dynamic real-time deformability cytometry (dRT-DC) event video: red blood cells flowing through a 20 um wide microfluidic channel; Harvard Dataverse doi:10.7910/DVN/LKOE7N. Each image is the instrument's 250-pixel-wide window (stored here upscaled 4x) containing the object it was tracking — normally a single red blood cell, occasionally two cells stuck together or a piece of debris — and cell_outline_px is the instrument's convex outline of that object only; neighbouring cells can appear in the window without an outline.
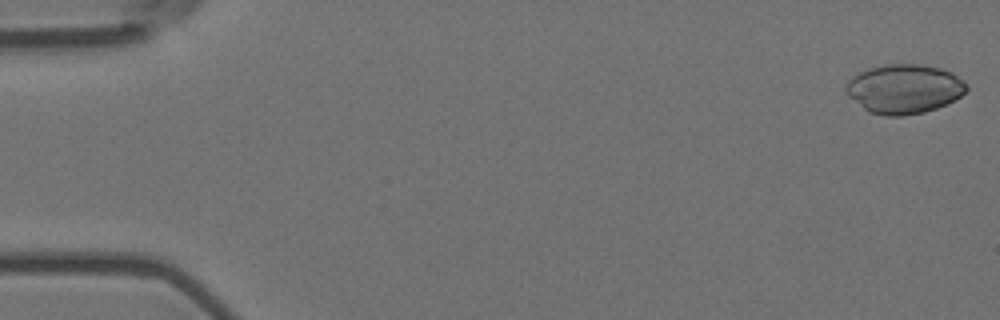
{"species": "Egyptian fruit bat (a non-hibernating species)", "species_latin": "Rousettus aegyptiacus", "temperature_condition": "room temperature", "stored_images_in_passage": 56, "camera_frame_rate_fps": 3000, "um_per_image_px": 0.085, "animal": {"sex": "female"}, "frame": {"image": 1, "passage_image": 1, "time_ms": 0.0, "image_size_px": [1000, 320], "cell_outline_px": [[968, 88], [960, 96], [936, 108], [924, 112], [900, 116], [884, 116], [868, 112], [848, 96], [844, 92], [844, 88], [848, 80], [852, 76], [868, 68], [884, 64], [920, 64], [940, 68], [952, 72], [964, 80], [968, 84]], "centroid_in_image_um": [76.82, 7.55], "position_along_channel_um": 8.2, "area_um2": 34.8}}
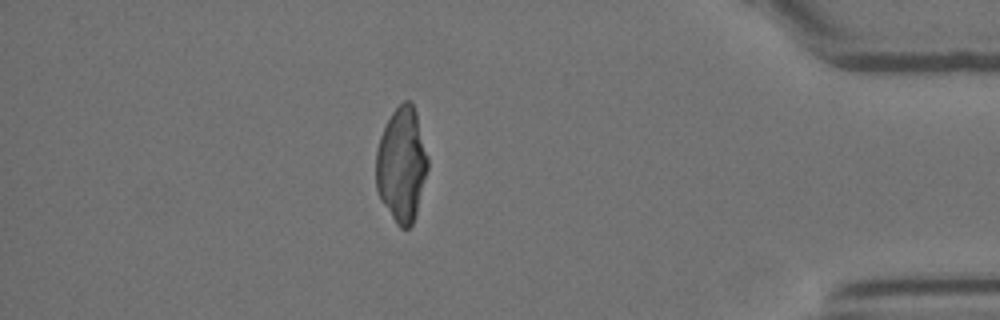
{"frame": {"image": 2, "passage_image": 49, "time_ms": 16.0, "image_size_px": [1000, 320], "cell_outline_px": [[428, 168], [416, 212], [412, 224], [408, 228], [400, 228], [396, 224], [380, 200], [376, 188], [376, 148], [380, 136], [392, 112], [404, 100], [412, 100], [416, 112], [428, 156]], "centroid_in_image_um": [34.13, 13.99], "position_along_channel_um": 401.1, "area_um2": 34.62}}